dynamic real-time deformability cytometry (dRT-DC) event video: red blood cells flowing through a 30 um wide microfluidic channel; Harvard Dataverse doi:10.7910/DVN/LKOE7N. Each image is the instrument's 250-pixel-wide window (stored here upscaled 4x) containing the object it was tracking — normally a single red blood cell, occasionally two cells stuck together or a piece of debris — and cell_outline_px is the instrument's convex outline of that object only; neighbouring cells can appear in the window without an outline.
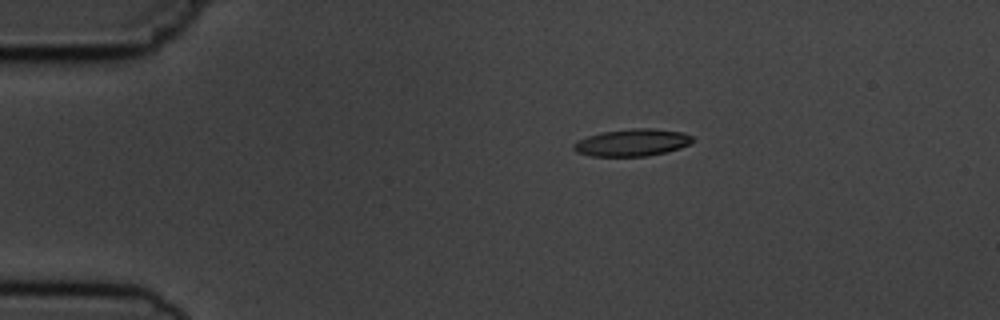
{"species": "common noctule bat (a hibernating species)", "species_latin": "Nyctalus noctula", "temperature_condition": "cold", "stored_images_in_passage": 8, "camera_frame_rate_fps": 3000, "um_per_image_px": 0.085, "animal": {"sex": "male", "body_mass_g": 19.5, "forearm_length_mm": 54.6}, "frame": {"image": 1, "passage_image": 1, "time_ms": 0.0, "image_size_px": [1000, 320], "cell_outline_px": [[696, 140], [680, 148], [648, 156], [592, 156], [576, 152], [572, 148], [572, 144], [576, 140], [588, 136], [604, 132], [636, 128], [652, 128], [684, 132], [692, 136]], "centroid_in_image_um": [53.73, 12.12], "position_along_channel_um": 31.3, "area_um2": 18.84}}
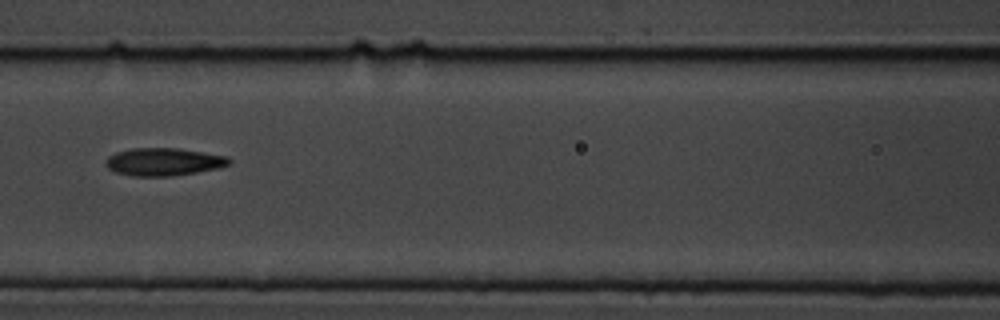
{"frame": {"image": 2, "passage_image": 5, "time_ms": 4.667, "image_size_px": [1000, 320], "cell_outline_px": [[232, 164], [220, 168], [196, 172], [168, 176], [132, 176], [116, 172], [108, 168], [104, 160], [108, 156], [116, 152], [132, 148], [180, 148], [228, 156], [232, 160]], "centroid_in_image_um": [13.94, 13.74], "position_along_channel_um": 152.7, "area_um2": 20.11}}
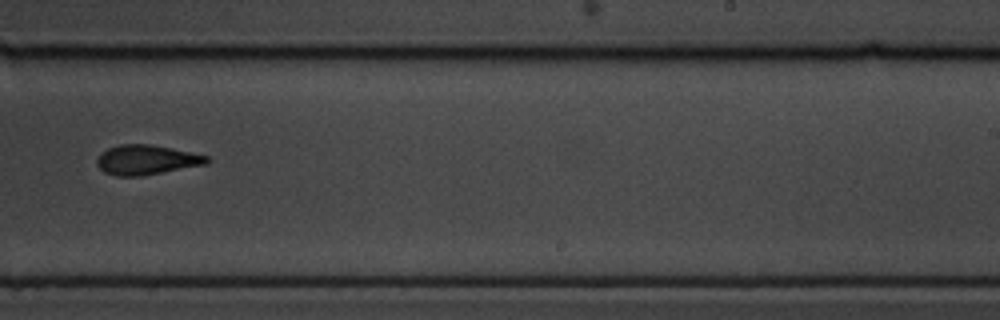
{"frame": {"image": 3, "passage_image": 8, "time_ms": 8.0, "image_size_px": [1000, 320], "cell_outline_px": [[212, 160], [208, 164], [144, 176], [116, 176], [104, 172], [96, 164], [96, 160], [100, 152], [108, 148], [120, 144], [148, 144], [172, 148], [208, 156]], "centroid_in_image_um": [12.46, 13.59], "position_along_channel_um": 276.5, "area_um2": 19.31}}